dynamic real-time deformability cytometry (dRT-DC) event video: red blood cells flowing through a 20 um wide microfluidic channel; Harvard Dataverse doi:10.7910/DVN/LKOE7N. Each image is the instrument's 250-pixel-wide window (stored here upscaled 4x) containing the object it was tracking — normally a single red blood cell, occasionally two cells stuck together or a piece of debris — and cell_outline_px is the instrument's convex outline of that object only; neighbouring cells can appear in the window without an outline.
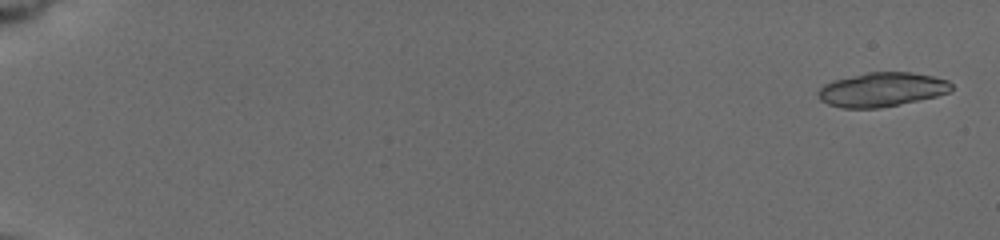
{"species": "common noctule bat (a hibernating species)", "species_latin": "Nyctalus noctula", "temperature_condition": "cold", "stored_images_in_passage": 14, "camera_frame_rate_fps": 3000, "um_per_image_px": 0.085, "animal": {"sex": "female", "body_mass_g": 19.5, "forearm_length_mm": 54.1}, "frame": {"image": 1, "passage_image": 2, "time_ms": 0.333, "image_size_px": [1000, 240], "cell_outline_px": [[952, 88], [948, 92], [936, 96], [880, 108], [840, 108], [828, 104], [820, 100], [816, 92], [824, 84], [832, 80], [868, 72], [912, 72], [932, 76], [948, 80], [952, 84]], "centroid_in_image_um": [74.92, 7.61], "position_along_channel_um": 10.1, "area_um2": 26.53}}
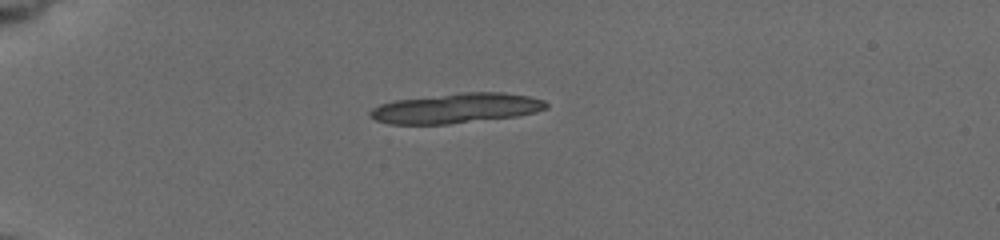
{"frame": {"image": 2, "passage_image": 11, "time_ms": 5.333, "image_size_px": [1000, 240], "cell_outline_px": [[548, 108], [536, 112], [516, 116], [448, 124], [388, 124], [376, 120], [368, 116], [368, 112], [372, 108], [380, 104], [396, 100], [460, 92], [504, 92], [528, 96], [544, 100], [548, 104]], "centroid_in_image_um": [38.76, 9.2], "position_along_channel_um": 46.2, "area_um2": 30.81}}